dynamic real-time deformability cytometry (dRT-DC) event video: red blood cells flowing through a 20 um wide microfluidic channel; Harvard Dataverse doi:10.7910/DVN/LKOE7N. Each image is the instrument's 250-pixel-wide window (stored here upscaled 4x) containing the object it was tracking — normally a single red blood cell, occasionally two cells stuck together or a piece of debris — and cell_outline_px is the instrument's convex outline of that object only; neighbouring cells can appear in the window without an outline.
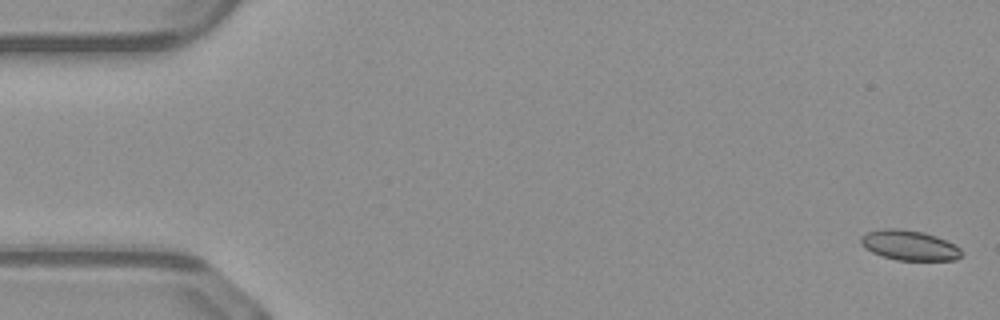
{"species": "common noctule bat (a hibernating species)", "species_latin": "Nyctalus noctula", "temperature_condition": "warm", "stored_images_in_passage": 51, "camera_frame_rate_fps": 3000, "um_per_image_px": 0.085, "animal": {"sex": "male", "body_mass_g": 23.1, "forearm_length_mm": 52.7}, "frame": {"image": 1, "passage_image": 1, "time_ms": 0.0, "image_size_px": [1000, 320], "cell_outline_px": [[960, 256], [956, 260], [896, 260], [872, 252], [864, 248], [860, 244], [860, 236], [868, 232], [884, 228], [900, 228], [924, 232], [936, 236], [956, 244], [960, 248]], "centroid_in_image_um": [77.27, 20.84], "position_along_channel_um": 7.7, "area_um2": 17.69}}
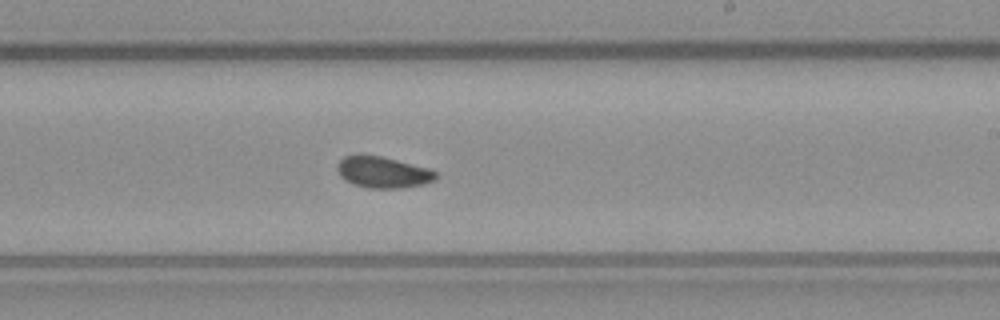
{"frame": {"image": 2, "passage_image": 30, "time_ms": 9.667, "image_size_px": [1000, 320], "cell_outline_px": [[436, 180], [424, 184], [400, 188], [368, 188], [352, 184], [344, 180], [340, 176], [336, 168], [340, 160], [344, 156], [380, 156], [428, 168], [436, 172]], "centroid_in_image_um": [32.54, 14.66], "position_along_channel_um": 256.5, "area_um2": 17.74}}
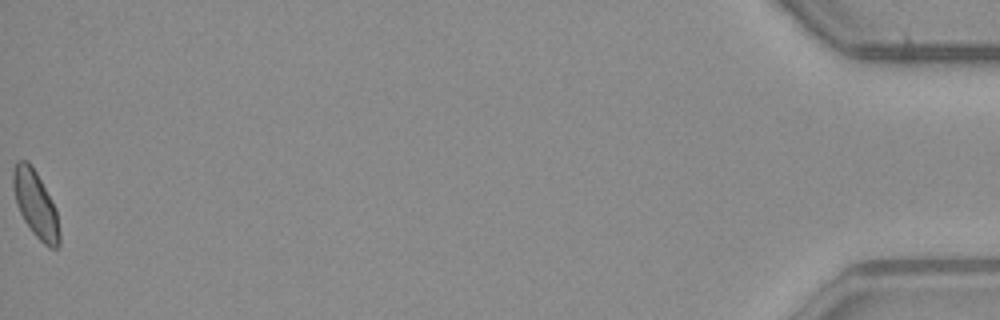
{"frame": {"image": 3, "passage_image": 51, "time_ms": 16.667, "image_size_px": [1000, 320], "cell_outline_px": [[60, 244], [56, 248], [48, 248], [32, 232], [24, 220], [16, 204], [12, 184], [12, 172], [16, 160], [28, 160], [32, 164], [52, 200], [56, 212], [60, 232]], "centroid_in_image_um": [3.01, 17.33], "position_along_channel_um": 432.2, "area_um2": 18.09}, "authors_computed_cell_mechanics": {"area_um2": 17.7446, "velocity_mm_per_s": 4.0864, "shape_relaxation_time_tau1_ms": 7.4509, "shape_relaxation_time_tau2_ms": 1.29, "deformation_change_tau1": 0.0974, "deformation_change_tau2": 0.0476}}